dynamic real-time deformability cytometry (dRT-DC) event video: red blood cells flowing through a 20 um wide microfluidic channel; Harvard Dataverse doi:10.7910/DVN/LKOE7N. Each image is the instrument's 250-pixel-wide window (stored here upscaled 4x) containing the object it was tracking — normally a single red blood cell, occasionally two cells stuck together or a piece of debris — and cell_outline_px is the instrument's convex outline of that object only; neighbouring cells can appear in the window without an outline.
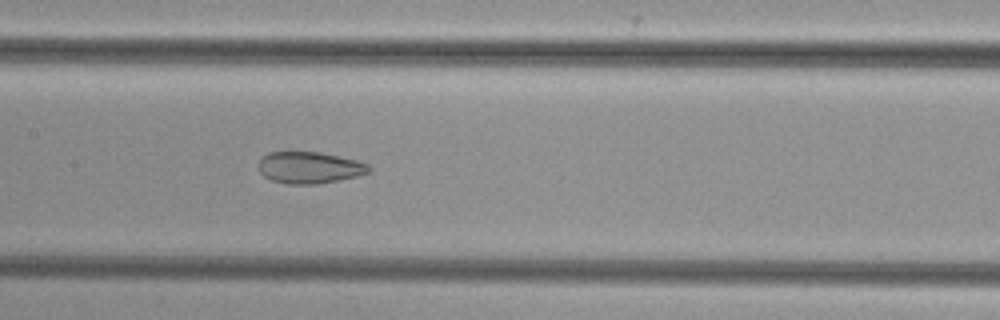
{"species": "common noctule bat (a hibernating species)", "species_latin": "Nyctalus noctula", "temperature_condition": "cold", "stored_images_in_passage": 51, "segment_of_instrument_passage": [2, 2], "camera_frame_rate_fps": 3000, "um_per_image_px": 0.085, "animal": {"sex": "female", "body_mass_g": 29.2, "forearm_length_mm": 56.3}, "frame": {"image": 1, "passage_image": 25, "time_ms": 8.0, "image_size_px": [1000, 320], "cell_outline_px": [[372, 168], [368, 172], [356, 176], [316, 184], [284, 184], [272, 180], [264, 176], [260, 172], [256, 164], [268, 152], [320, 152], [356, 160], [368, 164]], "centroid_in_image_um": [26.26, 14.24], "position_along_channel_um": 181.1, "area_um2": 20.29}}
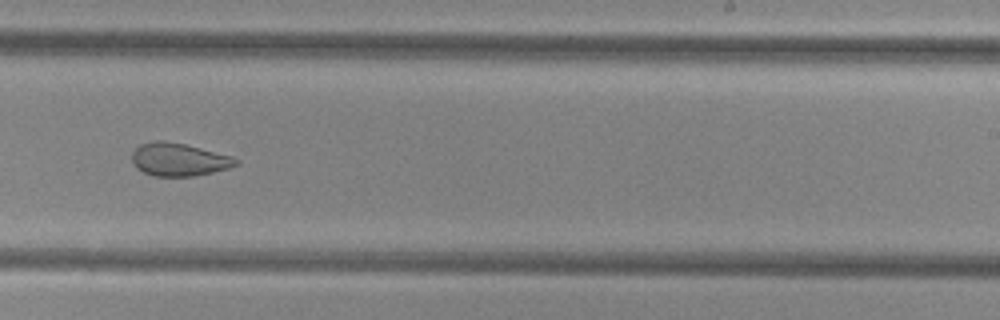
{"frame": {"image": 2, "passage_image": 32, "time_ms": 10.333, "image_size_px": [1000, 320], "cell_outline_px": [[240, 164], [228, 168], [212, 172], [192, 176], [152, 176], [136, 168], [132, 160], [132, 152], [140, 144], [156, 140], [164, 140], [184, 144], [232, 156], [240, 160]], "centroid_in_image_um": [15.2, 13.56], "position_along_channel_um": 273.8, "area_um2": 19.94}}
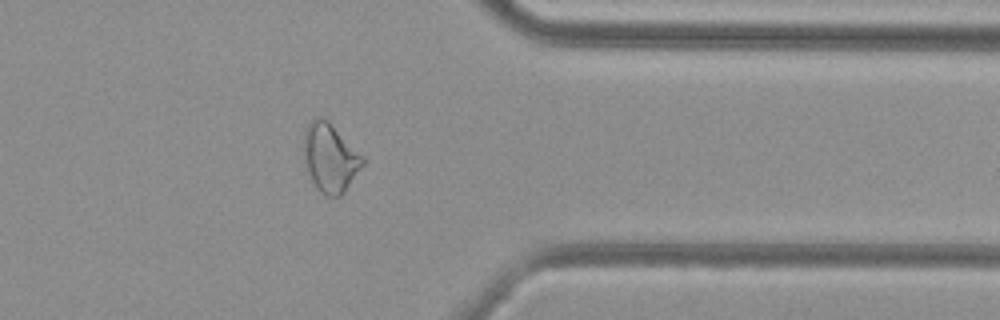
{"frame": {"image": 3, "passage_image": 41, "time_ms": 13.333, "image_size_px": [1000, 320], "cell_outline_px": [[364, 164], [344, 192], [340, 196], [324, 196], [316, 188], [304, 168], [304, 132], [308, 124], [316, 116], [320, 116], [328, 120], [364, 156]], "centroid_in_image_um": [28.04, 13.41], "position_along_channel_um": 383.4, "area_um2": 23.81}}